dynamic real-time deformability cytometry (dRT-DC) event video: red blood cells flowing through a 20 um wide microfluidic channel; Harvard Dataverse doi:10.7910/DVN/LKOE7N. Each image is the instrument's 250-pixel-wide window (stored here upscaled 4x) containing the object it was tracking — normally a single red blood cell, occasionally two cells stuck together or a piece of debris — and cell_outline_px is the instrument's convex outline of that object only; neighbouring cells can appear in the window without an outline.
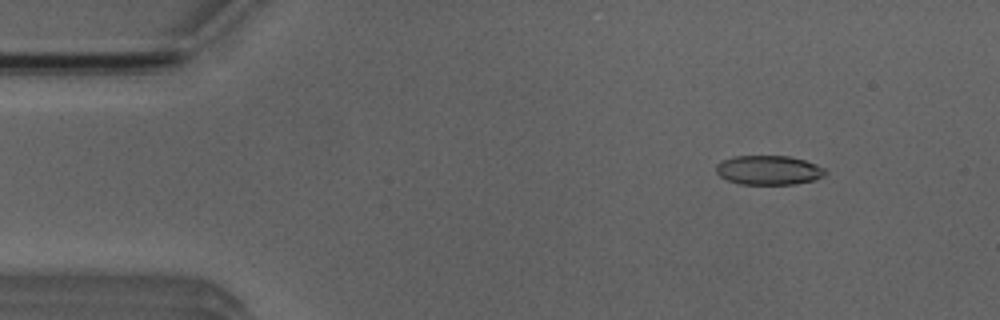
{"species": "Egyptian fruit bat (a non-hibernating species)", "species_latin": "Rousettus aegyptiacus", "temperature_condition": "room temperature", "stored_images_in_passage": 4, "camera_frame_rate_fps": 3000, "um_per_image_px": 0.085, "animal": {"sex": "male"}, "frame": {"image": 1, "passage_image": 2, "time_ms": 1.333, "image_size_px": [1000, 320], "cell_outline_px": [[828, 172], [824, 176], [812, 180], [796, 184], [740, 184], [728, 180], [720, 176], [716, 172], [716, 164], [720, 160], [736, 156], [788, 156], [804, 160], [816, 164], [824, 168]], "centroid_in_image_um": [65.33, 14.46], "position_along_channel_um": 19.7, "area_um2": 18.67}}